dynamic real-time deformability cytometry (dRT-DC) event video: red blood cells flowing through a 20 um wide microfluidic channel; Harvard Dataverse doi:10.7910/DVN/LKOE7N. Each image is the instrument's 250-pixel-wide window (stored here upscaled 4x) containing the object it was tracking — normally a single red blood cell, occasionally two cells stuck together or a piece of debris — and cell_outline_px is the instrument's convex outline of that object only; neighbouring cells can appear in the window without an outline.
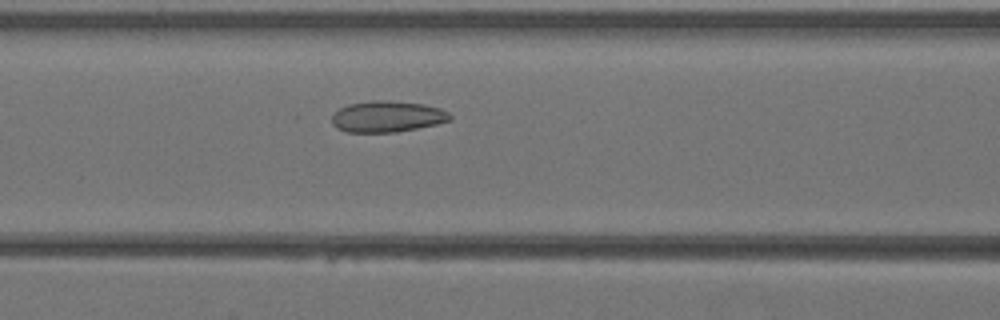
{"species": "Egyptian fruit bat (a non-hibernating species)", "species_latin": "Rousettus aegyptiacus", "temperature_condition": "warm", "stored_images_in_passage": 15, "camera_frame_rate_fps": 3000, "um_per_image_px": 0.085, "animal": {"sex": "female"}, "frame": {"image": 1, "passage_image": 7, "time_ms": 2.0, "image_size_px": [1000, 320], "cell_outline_px": [[452, 120], [436, 124], [396, 132], [348, 132], [336, 128], [332, 124], [332, 116], [340, 108], [348, 104], [372, 100], [388, 100], [424, 104], [440, 108], [448, 112], [452, 116]], "centroid_in_image_um": [32.92, 9.9], "position_along_channel_um": 133.7, "area_um2": 21.5}}
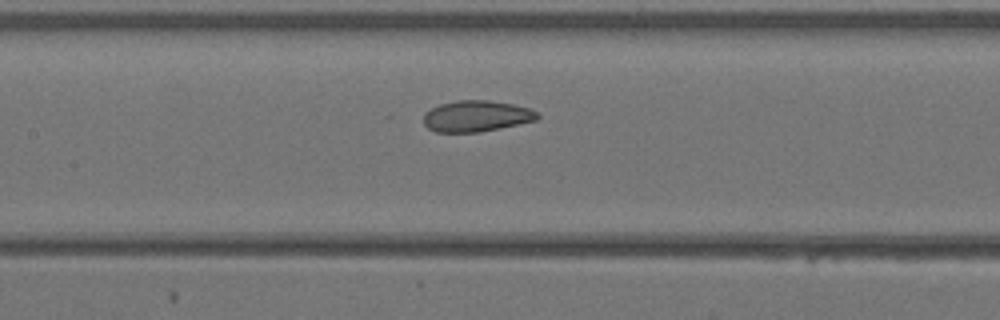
{"frame": {"image": 2, "passage_image": 9, "time_ms": 2.667, "image_size_px": [1000, 320], "cell_outline_px": [[540, 116], [536, 120], [480, 132], [436, 132], [428, 128], [424, 124], [424, 112], [440, 104], [456, 100], [488, 100], [512, 104], [528, 108], [536, 112]], "centroid_in_image_um": [40.46, 9.87], "position_along_channel_um": 166.9, "area_um2": 20.52}}